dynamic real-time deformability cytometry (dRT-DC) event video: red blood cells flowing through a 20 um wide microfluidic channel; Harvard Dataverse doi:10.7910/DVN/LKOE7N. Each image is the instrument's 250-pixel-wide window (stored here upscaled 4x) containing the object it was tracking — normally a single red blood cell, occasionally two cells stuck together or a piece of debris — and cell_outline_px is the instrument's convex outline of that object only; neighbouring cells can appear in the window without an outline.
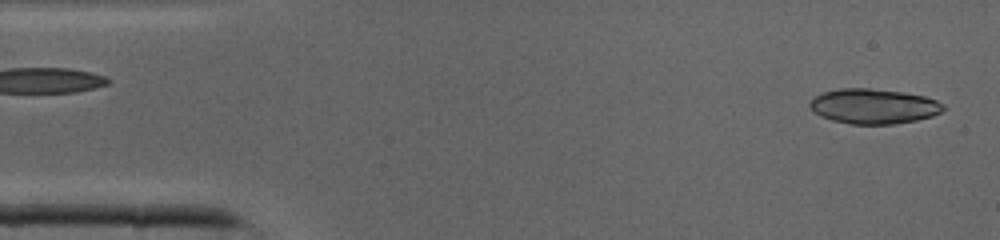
{"species": "common noctule bat (a hibernating species)", "species_latin": "Nyctalus noctula", "temperature_condition": "cold", "stored_images_in_passage": 6, "camera_frame_rate_fps": 3000, "um_per_image_px": 0.085, "animal": {"sex": "male", "body_mass_g": 19.0, "forearm_length_mm": 50.8}, "frame": {"image": 1, "passage_image": 1, "time_ms": 0.0, "image_size_px": [1000, 240], "cell_outline_px": [[948, 108], [932, 116], [916, 120], [892, 124], [852, 124], [832, 120], [820, 116], [812, 112], [808, 104], [812, 96], [820, 92], [840, 88], [868, 88], [904, 92], [924, 96], [936, 100], [944, 104]], "centroid_in_image_um": [74.22, 9.02], "position_along_channel_um": 10.8, "area_um2": 27.57}}